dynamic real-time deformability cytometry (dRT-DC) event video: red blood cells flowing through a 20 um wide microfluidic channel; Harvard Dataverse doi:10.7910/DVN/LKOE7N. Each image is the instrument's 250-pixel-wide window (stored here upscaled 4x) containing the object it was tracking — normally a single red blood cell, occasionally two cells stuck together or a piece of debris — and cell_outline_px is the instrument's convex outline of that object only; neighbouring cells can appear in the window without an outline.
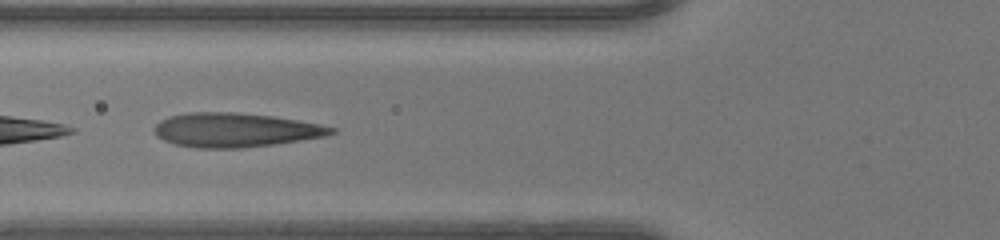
{"species": "human", "species_latin": "Homo sapiens", "temperature_condition": "warm", "stored_images_in_passage": 34, "camera_frame_rate_fps": 3000, "um_per_image_px": 0.085, "donor": {"sex": "female"}, "frame": {"image": 1, "passage_image": 6, "time_ms": 1.667, "image_size_px": [1000, 240], "cell_outline_px": [[336, 132], [324, 136], [300, 140], [244, 148], [196, 148], [176, 144], [164, 140], [156, 136], [156, 124], [160, 120], [168, 116], [184, 112], [236, 112], [272, 116], [320, 124], [336, 128]], "centroid_in_image_um": [19.97, 11.04], "position_along_channel_um": 105.8, "area_um2": 35.08}}
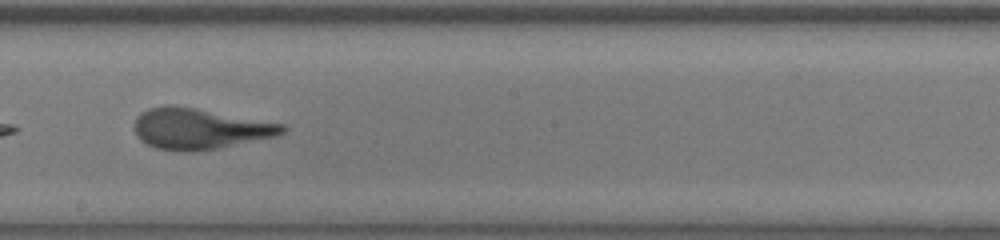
{"frame": {"image": 2, "passage_image": 15, "time_ms": 4.667, "image_size_px": [1000, 240], "cell_outline_px": [[288, 128], [284, 132], [276, 136], [216, 148], [192, 152], [184, 152], [156, 148], [140, 140], [136, 136], [136, 116], [140, 112], [148, 108], [168, 104], [196, 108], [284, 124]], "centroid_in_image_um": [16.94, 10.93], "position_along_channel_um": 231.3, "area_um2": 35.03}}
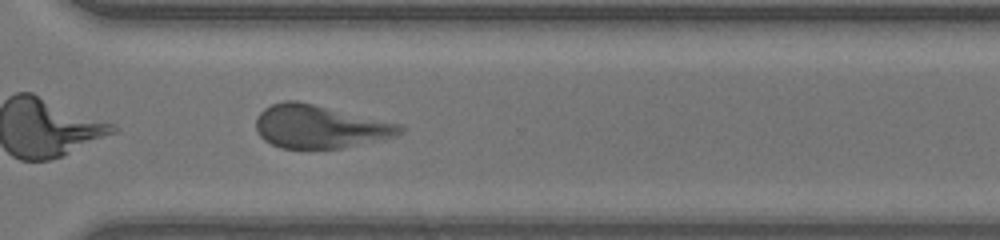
{"frame": {"image": 3, "passage_image": 23, "time_ms": 7.333, "image_size_px": [1000, 240], "cell_outline_px": [[404, 132], [396, 136], [340, 148], [280, 148], [264, 140], [260, 136], [256, 128], [256, 116], [264, 108], [272, 104], [284, 100], [296, 100], [400, 124], [404, 128]], "centroid_in_image_um": [27.14, 10.76], "position_along_channel_um": 343.5, "area_um2": 35.89}, "authors_computed_cell_mechanics": {"area_um2": 35.3447, "velocity_mm_per_s": 4.2044, "shape_relaxation_time_tau1_ms": 4.2288, "shape_relaxation_time_tau2_ms": 0.7983, "deformation_change_tau1": 0.1751, "deformation_change_tau2": 0.0948}}